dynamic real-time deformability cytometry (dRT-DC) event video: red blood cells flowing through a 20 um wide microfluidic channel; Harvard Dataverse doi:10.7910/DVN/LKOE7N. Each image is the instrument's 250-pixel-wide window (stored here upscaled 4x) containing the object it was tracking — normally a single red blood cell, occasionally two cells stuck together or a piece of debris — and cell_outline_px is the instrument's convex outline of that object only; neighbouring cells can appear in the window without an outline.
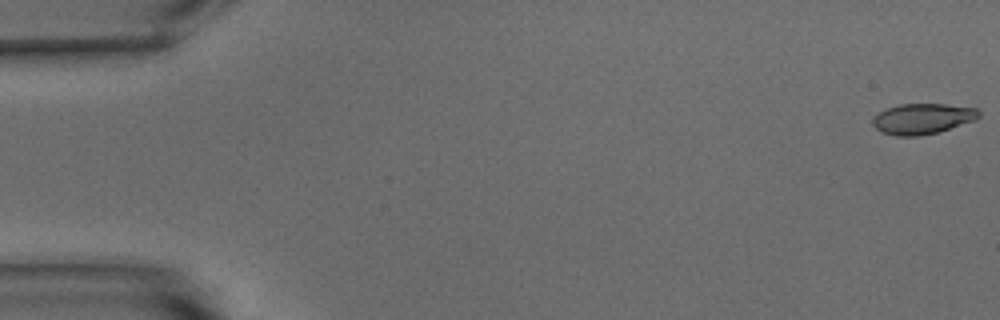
{"species": "common noctule bat (a hibernating species)", "species_latin": "Nyctalus noctula", "temperature_condition": "warm", "stored_images_in_passage": 54, "camera_frame_rate_fps": 3000, "um_per_image_px": 0.085, "animal": {"sex": "male", "body_mass_g": 15.6}, "frame": {"image": 1, "passage_image": 1, "time_ms": 0.0, "image_size_px": [1000, 320], "cell_outline_px": [[980, 116], [976, 120], [940, 132], [920, 136], [896, 136], [880, 132], [872, 124], [872, 120], [880, 112], [888, 108], [900, 104], [944, 104], [976, 108], [980, 112]], "centroid_in_image_um": [78.44, 10.11], "position_along_channel_um": 6.6, "area_um2": 19.02}}
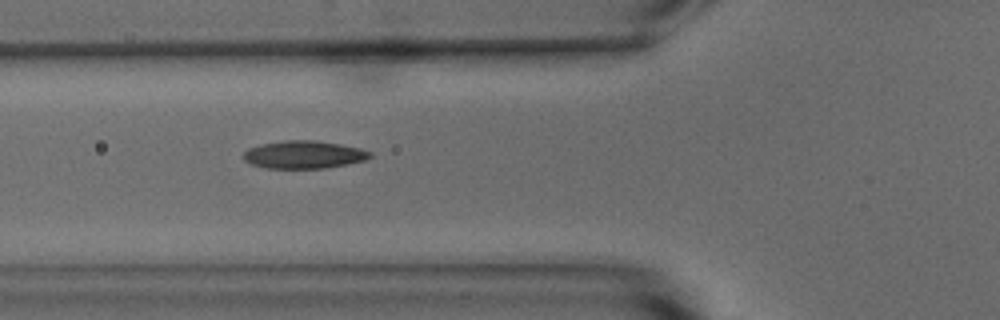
{"frame": {"image": 2, "passage_image": 20, "time_ms": 6.333, "image_size_px": [1000, 320], "cell_outline_px": [[372, 156], [364, 160], [324, 168], [268, 168], [252, 164], [244, 160], [244, 152], [248, 148], [260, 144], [284, 140], [312, 140], [340, 144], [360, 148], [372, 152]], "centroid_in_image_um": [25.81, 13.13], "position_along_channel_um": 100.0, "area_um2": 20.29}}
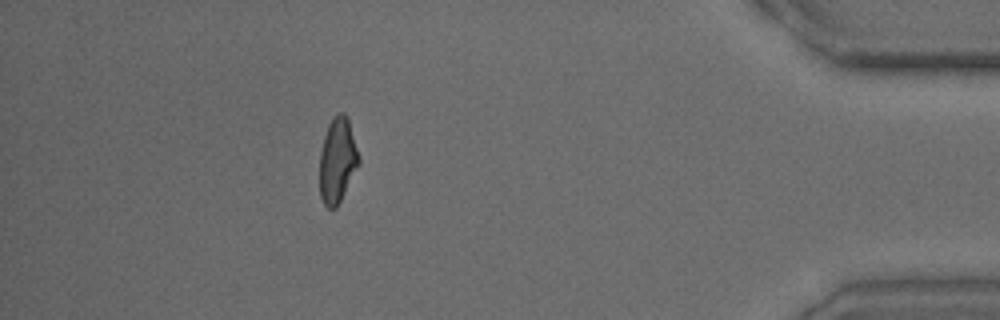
{"frame": {"image": 3, "passage_image": 48, "time_ms": 15.667, "image_size_px": [1000, 320], "cell_outline_px": [[360, 164], [336, 208], [328, 208], [324, 204], [320, 196], [320, 152], [324, 136], [328, 124], [340, 112], [344, 112], [348, 116], [360, 156]], "centroid_in_image_um": [28.7, 13.62], "position_along_channel_um": 406.5, "area_um2": 19.54}, "authors_computed_cell_mechanics": {"area_um2": 19.5364, "velocity_mm_per_s": 3.8137, "shape_relaxation_time_tau1_ms": 3.8554, "shape_relaxation_time_tau2_ms": 1.8002, "deformation_change_tau1": 0.1852, "deformation_change_tau2": 0.0894}}